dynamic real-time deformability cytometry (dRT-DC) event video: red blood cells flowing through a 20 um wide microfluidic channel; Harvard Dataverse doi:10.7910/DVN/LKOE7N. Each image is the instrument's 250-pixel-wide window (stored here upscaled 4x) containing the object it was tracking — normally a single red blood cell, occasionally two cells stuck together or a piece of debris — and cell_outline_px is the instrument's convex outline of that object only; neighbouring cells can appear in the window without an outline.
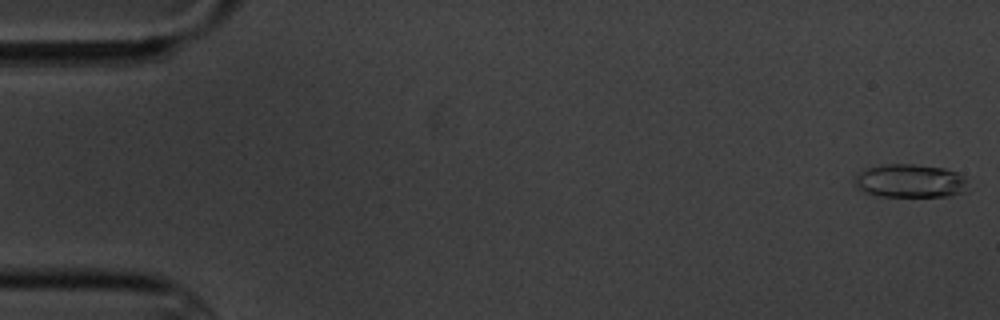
{"species": "common noctule bat (a hibernating species)", "species_latin": "Nyctalus noctula", "temperature_condition": "cold", "stored_images_in_passage": 10, "camera_frame_rate_fps": 3000, "um_per_image_px": 0.085, "animal": {"sex": "male", "body_mass_g": 20.1, "forearm_length_mm": 53.5}, "frame": {"image": 1, "passage_image": 1, "time_ms": 0.0, "image_size_px": [1000, 320], "cell_outline_px": [[968, 192], [952, 196], [880, 196], [864, 192], [856, 188], [856, 172], [864, 168], [888, 164], [912, 164], [944, 168], [956, 172], [964, 180]], "centroid_in_image_um": [77.33, 15.38], "position_along_channel_um": 7.7, "area_um2": 22.08}}
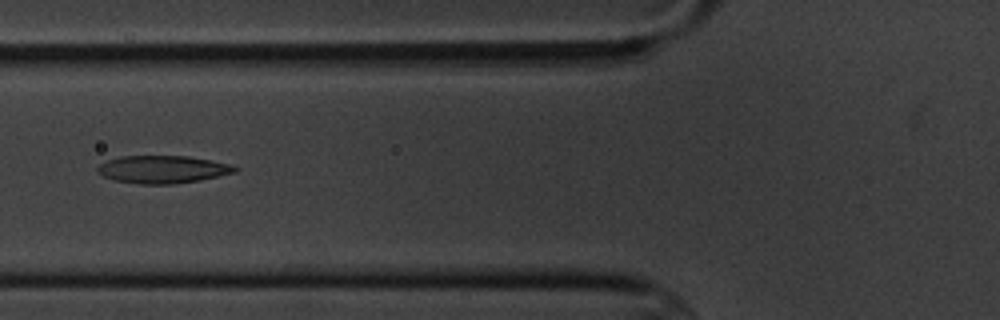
{"frame": {"image": 2, "passage_image": 7, "time_ms": 7.0, "image_size_px": [1000, 320], "cell_outline_px": [[240, 168], [236, 172], [200, 180], [172, 184], [140, 184], [112, 180], [100, 176], [96, 172], [96, 168], [100, 164], [108, 160], [120, 156], [188, 156], [232, 164]], "centroid_in_image_um": [13.8, 14.4], "position_along_channel_um": 112.0, "area_um2": 22.37}}
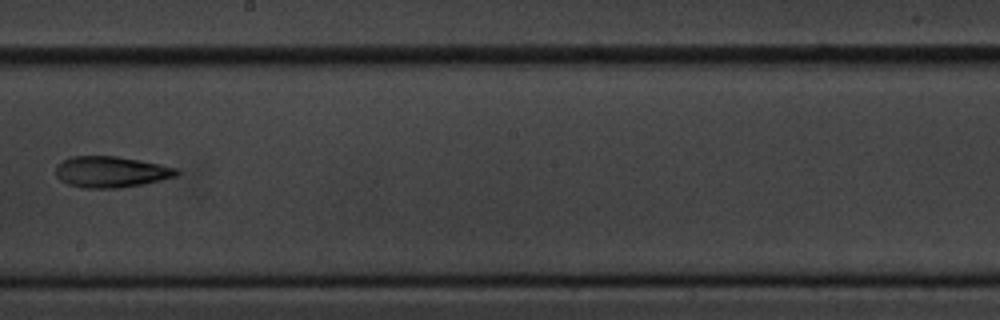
{"frame": {"image": 3, "passage_image": 10, "time_ms": 10.667, "image_size_px": [1000, 320], "cell_outline_px": [[180, 172], [176, 176], [144, 184], [120, 188], [84, 188], [68, 184], [60, 180], [56, 176], [56, 164], [72, 156], [116, 156], [160, 164], [176, 168]], "centroid_in_image_um": [9.42, 14.61], "position_along_channel_um": 238.8, "area_um2": 21.91}}